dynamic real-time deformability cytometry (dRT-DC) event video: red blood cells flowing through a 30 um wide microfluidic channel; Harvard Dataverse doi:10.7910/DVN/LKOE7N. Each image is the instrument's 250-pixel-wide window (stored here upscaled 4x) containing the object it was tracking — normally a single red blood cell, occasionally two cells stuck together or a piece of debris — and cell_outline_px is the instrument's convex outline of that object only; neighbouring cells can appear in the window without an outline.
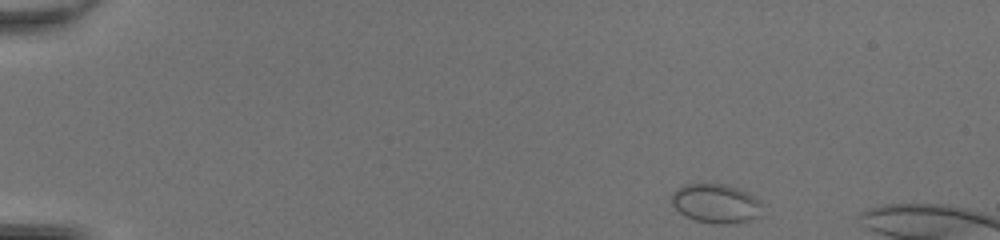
{"species": "common noctule bat (a hibernating species)", "species_latin": "Nyctalus noctula", "temperature_condition": "room temperature", "stored_images_in_passage": 35, "camera_frame_rate_fps": 3000, "um_per_image_px": 0.085, "animal": {"sex": "female", "body_mass_g": 20.0, "forearm_length_mm": 54.0}, "frame": {"image": 1, "passage_image": 1, "time_ms": 0.0, "image_size_px": [1000, 240], "cell_outline_px": [[764, 204], [760, 216], [752, 220], [724, 224], [716, 224], [696, 220], [684, 216], [672, 204], [672, 192], [676, 188], [684, 184], [728, 184], [740, 188], [748, 192], [760, 200]], "centroid_in_image_um": [60.89, 17.28], "position_along_channel_um": 24.1, "area_um2": 21.04}}
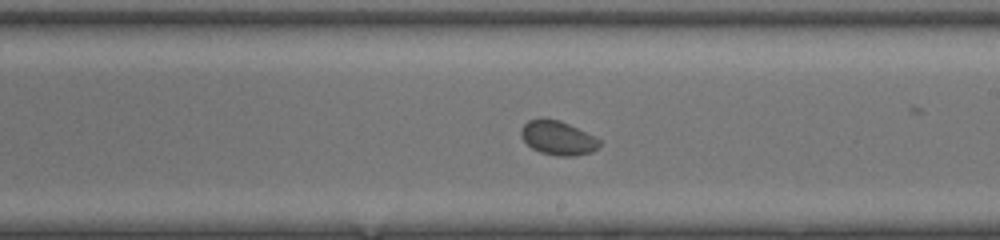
{"frame": {"image": 2, "passage_image": 24, "time_ms": 7.667, "image_size_px": [1000, 240], "cell_outline_px": [[600, 144], [592, 152], [572, 156], [560, 156], [540, 152], [532, 148], [520, 136], [520, 128], [528, 120], [540, 116], [544, 116], [560, 120], [596, 136], [600, 140]], "centroid_in_image_um": [47.39, 11.68], "position_along_channel_um": 241.6, "area_um2": 15.9}}
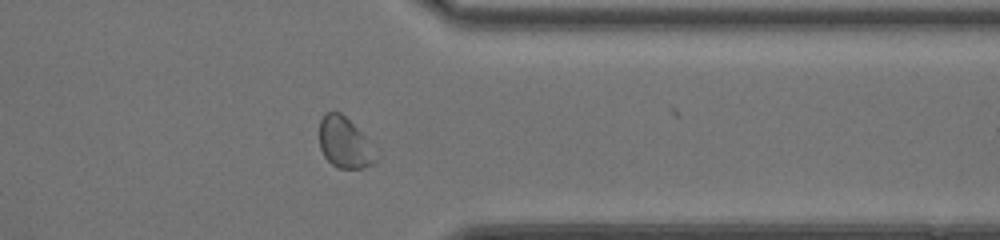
{"frame": {"image": 3, "passage_image": 34, "time_ms": 11.0, "image_size_px": [1000, 240], "cell_outline_px": [[380, 156], [372, 164], [364, 168], [340, 168], [332, 164], [324, 156], [320, 148], [320, 120], [324, 112], [340, 112], [368, 140]], "centroid_in_image_um": [29.31, 12.15], "position_along_channel_um": 382.1, "area_um2": 16.59}}